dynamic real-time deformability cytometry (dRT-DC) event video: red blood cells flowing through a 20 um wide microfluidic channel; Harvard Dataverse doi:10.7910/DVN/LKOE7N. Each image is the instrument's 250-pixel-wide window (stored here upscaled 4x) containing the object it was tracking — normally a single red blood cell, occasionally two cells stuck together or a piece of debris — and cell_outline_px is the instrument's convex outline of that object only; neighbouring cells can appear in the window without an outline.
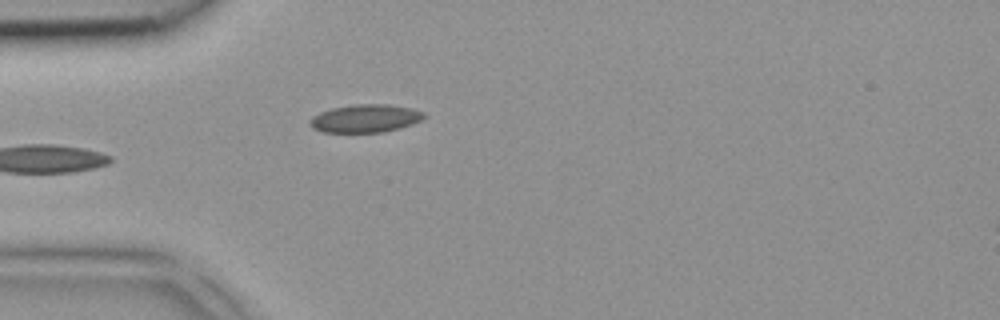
{"species": "common noctule bat (a hibernating species)", "species_latin": "Nyctalus noctula", "temperature_condition": "room temperature", "stored_images_in_passage": 4, "camera_frame_rate_fps": 3000, "um_per_image_px": 0.085, "animal": {"sex": "female", "body_mass_g": 18.4}, "frame": {"image": 1, "passage_image": 4, "time_ms": 1.0, "image_size_px": [1000, 320], "cell_outline_px": [[424, 116], [420, 120], [412, 124], [400, 128], [384, 132], [324, 132], [312, 128], [308, 124], [308, 120], [312, 116], [320, 112], [332, 108], [356, 104], [388, 104], [412, 108], [424, 112]], "centroid_in_image_um": [31.02, 10.06], "position_along_channel_um": 54.0, "area_um2": 18.67}}